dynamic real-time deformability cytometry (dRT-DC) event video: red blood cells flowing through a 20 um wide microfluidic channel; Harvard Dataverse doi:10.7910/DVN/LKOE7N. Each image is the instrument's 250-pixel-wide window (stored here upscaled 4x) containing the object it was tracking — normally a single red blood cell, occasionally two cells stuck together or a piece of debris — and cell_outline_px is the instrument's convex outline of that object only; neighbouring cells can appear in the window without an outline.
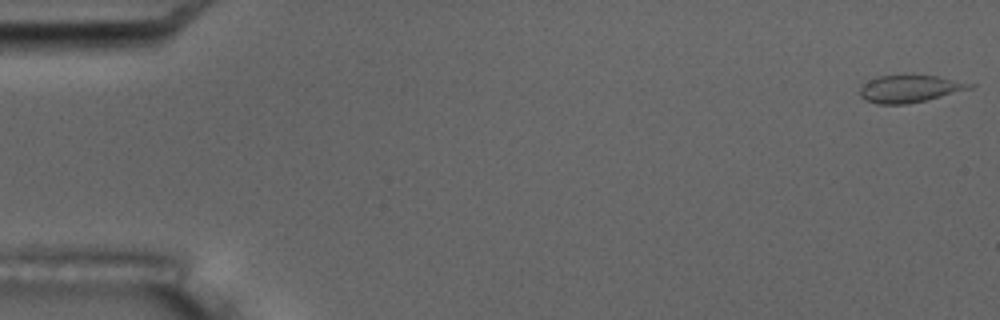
{"species": "common noctule bat (a hibernating species)", "species_latin": "Nyctalus noctula", "temperature_condition": "room temperature", "stored_images_in_passage": 2, "camera_frame_rate_fps": 3000, "um_per_image_px": 0.085, "animal": {"sex": "male", "body_mass_g": 17.5, "forearm_length_mm": 52.3}, "frame": {"image": 1, "passage_image": 1, "time_ms": 0.0, "image_size_px": [1000, 320], "cell_outline_px": [[976, 84], [972, 88], [924, 100], [904, 104], [876, 104], [864, 100], [860, 96], [860, 88], [864, 84], [876, 76], [904, 72], [912, 72], [936, 76]], "centroid_in_image_um": [77.27, 7.48], "position_along_channel_um": 7.7, "area_um2": 18.03}}